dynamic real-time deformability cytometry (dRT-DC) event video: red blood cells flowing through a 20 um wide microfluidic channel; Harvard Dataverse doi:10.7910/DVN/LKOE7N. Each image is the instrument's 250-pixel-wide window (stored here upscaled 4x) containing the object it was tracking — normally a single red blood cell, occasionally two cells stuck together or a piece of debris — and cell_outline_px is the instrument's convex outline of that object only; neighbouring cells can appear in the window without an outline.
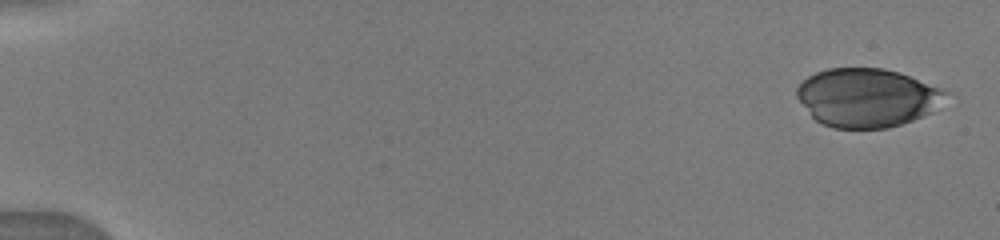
{"species": "human", "species_latin": "Homo sapiens", "temperature_condition": "warm", "stored_images_in_passage": 33, "camera_frame_rate_fps": 3000, "um_per_image_px": 0.085, "donor": {"sex": "male"}, "frame": {"image": 1, "passage_image": 1, "time_ms": 0.0, "image_size_px": [1000, 240], "cell_outline_px": [[948, 92], [932, 112], [912, 120], [888, 128], [832, 128], [816, 120], [812, 116], [796, 96], [796, 88], [808, 76], [816, 72], [828, 68], [884, 68], [944, 88]], "centroid_in_image_um": [73.68, 8.3], "position_along_channel_um": 11.3, "area_um2": 50.46}}
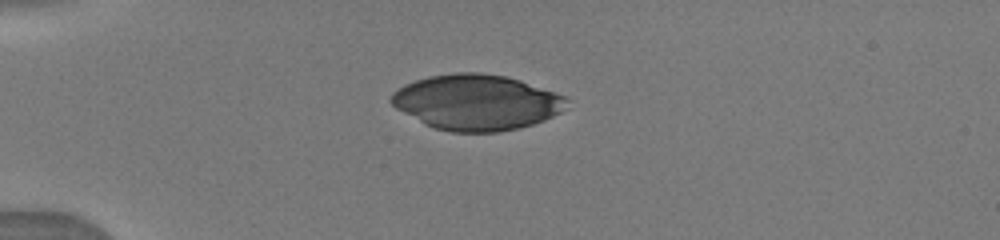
{"frame": {"image": 2, "passage_image": 17, "time_ms": 4.0, "image_size_px": [1000, 240], "cell_outline_px": [[568, 108], [544, 120], [520, 128], [496, 132], [452, 132], [436, 128], [424, 124], [396, 108], [388, 100], [392, 92], [404, 84], [428, 76], [456, 72], [480, 72], [508, 76], [520, 80], [564, 96], [568, 100]], "centroid_in_image_um": [40.49, 8.69], "position_along_channel_um": 44.5, "area_um2": 56.93}}